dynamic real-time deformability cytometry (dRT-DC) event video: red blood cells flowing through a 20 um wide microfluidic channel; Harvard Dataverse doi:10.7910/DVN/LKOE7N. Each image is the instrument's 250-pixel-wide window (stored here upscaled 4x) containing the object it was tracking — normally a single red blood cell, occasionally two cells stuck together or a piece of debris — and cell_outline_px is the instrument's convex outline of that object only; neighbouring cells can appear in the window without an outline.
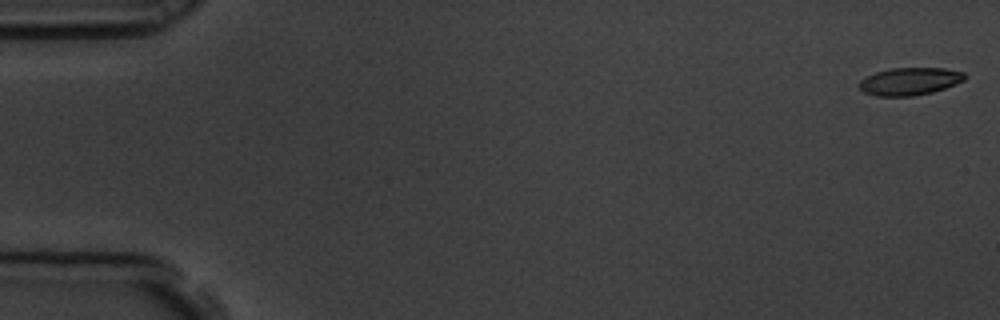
{"species": "common noctule bat (a hibernating species)", "species_latin": "Nyctalus noctula", "temperature_condition": "room temperature", "stored_images_in_passage": 8, "camera_frame_rate_fps": 3000, "um_per_image_px": 0.085, "animal": {"sex": "male", "body_mass_g": 19.5, "forearm_length_mm": 54.6}, "frame": {"image": 1, "passage_image": 1, "time_ms": 0.0, "image_size_px": [1000, 320], "cell_outline_px": [[968, 76], [964, 80], [956, 84], [932, 92], [912, 96], [876, 96], [864, 92], [856, 84], [864, 76], [876, 72], [892, 68], [944, 68], [964, 72]], "centroid_in_image_um": [77.31, 6.91], "position_along_channel_um": 7.7, "area_um2": 17.11}}
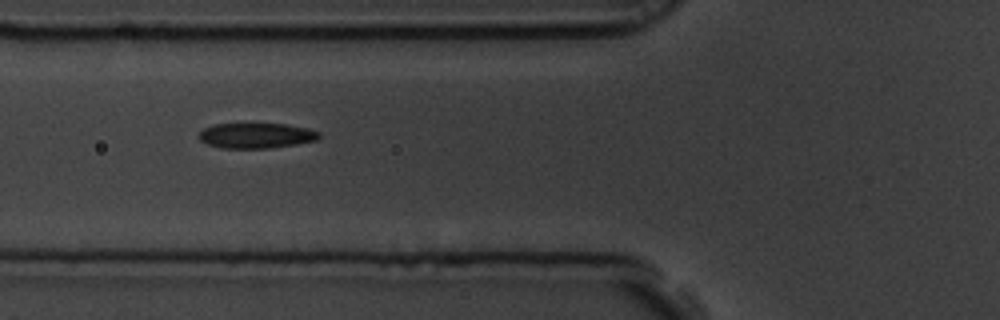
{"frame": {"image": 2, "passage_image": 7, "time_ms": 2.0, "image_size_px": [1000, 320], "cell_outline_px": [[320, 136], [316, 140], [296, 144], [272, 148], [220, 148], [208, 144], [200, 140], [196, 136], [204, 128], [212, 124], [288, 124], [308, 128], [320, 132]], "centroid_in_image_um": [21.76, 11.52], "position_along_channel_um": 104.0, "area_um2": 17.8}}
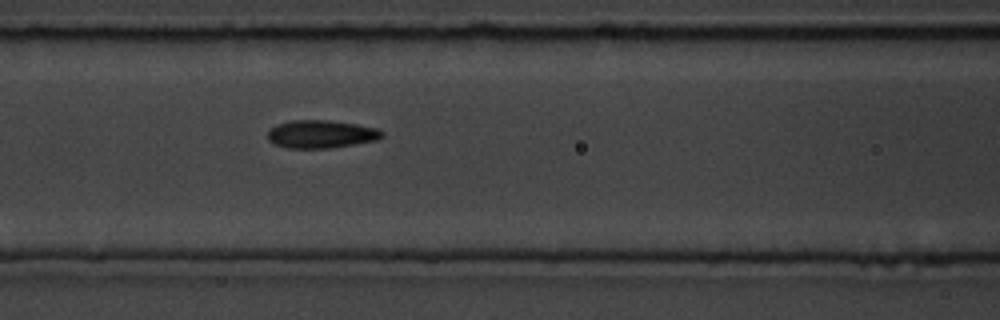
{"frame": {"image": 3, "passage_image": 8, "time_ms": 2.333, "image_size_px": [1000, 320], "cell_outline_px": [[384, 136], [376, 140], [328, 148], [288, 148], [276, 144], [268, 140], [268, 132], [276, 124], [292, 120], [328, 120], [356, 124], [376, 128], [384, 132]], "centroid_in_image_um": [27.29, 11.39], "position_along_channel_um": 139.3, "area_um2": 18.44}}